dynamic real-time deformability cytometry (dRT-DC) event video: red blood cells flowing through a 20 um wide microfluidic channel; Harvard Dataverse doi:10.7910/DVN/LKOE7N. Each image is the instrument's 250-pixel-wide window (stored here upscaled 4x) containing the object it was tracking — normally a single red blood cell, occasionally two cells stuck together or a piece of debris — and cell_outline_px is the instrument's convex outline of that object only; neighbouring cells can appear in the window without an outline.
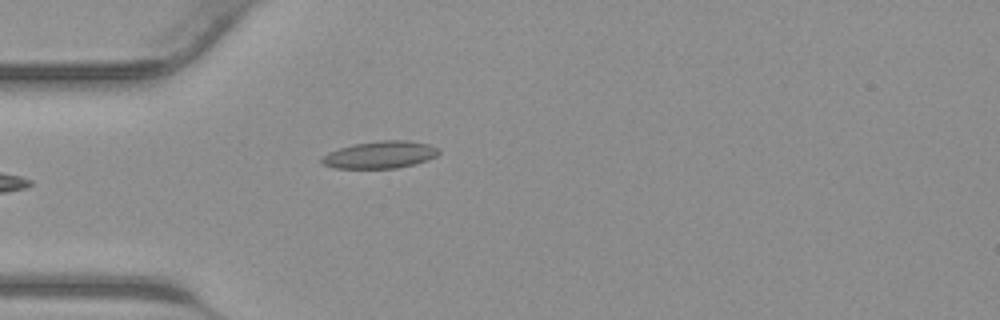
{"species": "common noctule bat (a hibernating species)", "species_latin": "Nyctalus noctula", "temperature_condition": "warm", "stored_images_in_passage": 28, "camera_frame_rate_fps": 3000, "um_per_image_px": 0.085, "animal": {"sex": "male", "body_mass_g": 23.1, "forearm_length_mm": 52.7}, "frame": {"image": 1, "passage_image": 1, "time_ms": 0.0, "image_size_px": [1000, 320], "cell_outline_px": [[440, 152], [436, 156], [412, 164], [396, 168], [336, 168], [320, 164], [320, 160], [328, 152], [352, 144], [380, 140], [408, 140], [428, 144], [436, 148]], "centroid_in_image_um": [32.25, 13.14], "position_along_channel_um": 52.7, "area_um2": 18.38}}
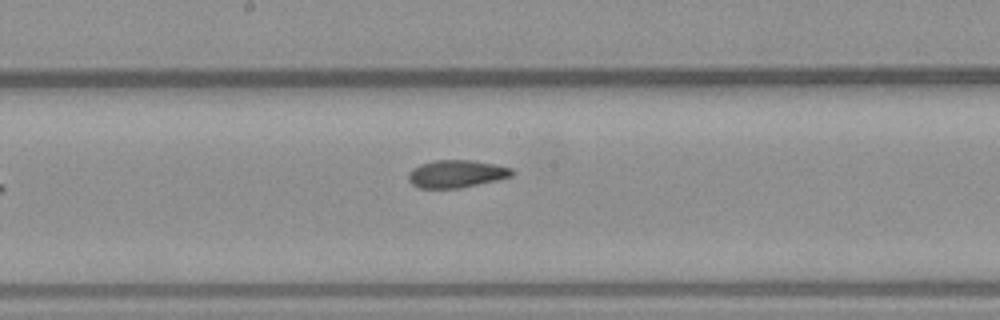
{"frame": {"image": 2, "passage_image": 11, "time_ms": 3.333, "image_size_px": [1000, 320], "cell_outline_px": [[516, 172], [512, 176], [496, 180], [460, 188], [420, 188], [412, 184], [408, 180], [408, 172], [412, 168], [420, 164], [436, 160], [472, 160], [512, 168]], "centroid_in_image_um": [38.78, 14.77], "position_along_channel_um": 209.4, "area_um2": 16.65}}
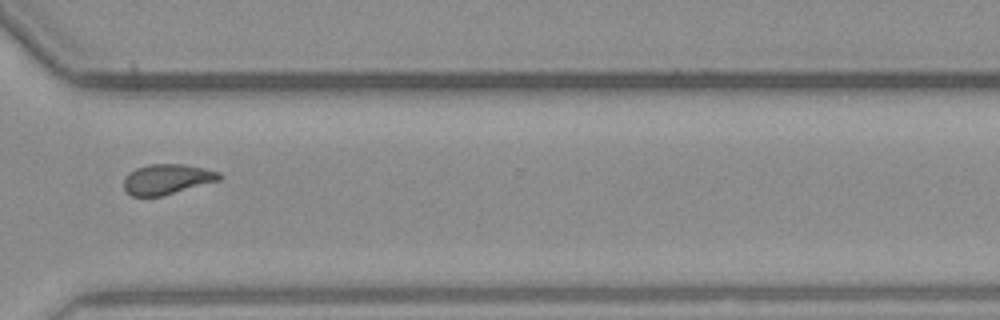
{"frame": {"image": 3, "passage_image": 20, "time_ms": 6.333, "image_size_px": [1000, 320], "cell_outline_px": [[224, 176], [220, 180], [164, 196], [132, 196], [124, 188], [124, 180], [136, 168], [148, 164], [184, 164], [204, 168], [220, 172]], "centroid_in_image_um": [14.26, 15.23], "position_along_channel_um": 356.3, "area_um2": 16.82}}